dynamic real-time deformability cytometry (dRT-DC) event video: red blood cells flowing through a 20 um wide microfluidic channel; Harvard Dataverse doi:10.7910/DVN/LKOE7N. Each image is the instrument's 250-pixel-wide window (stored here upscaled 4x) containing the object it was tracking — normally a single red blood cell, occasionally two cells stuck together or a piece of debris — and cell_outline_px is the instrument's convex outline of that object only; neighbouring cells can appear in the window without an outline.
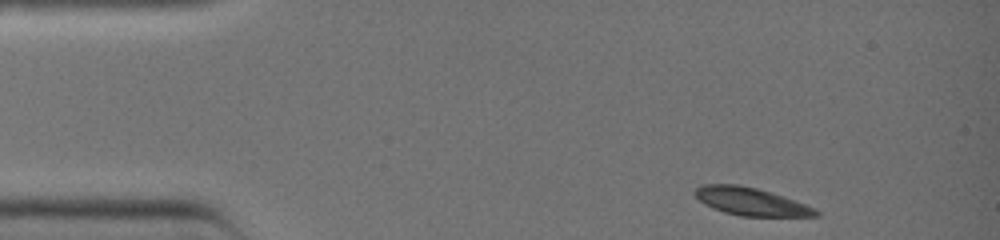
{"species": "common noctule bat (a hibernating species)", "species_latin": "Nyctalus noctula", "temperature_condition": "warm", "stored_images_in_passage": 33, "camera_frame_rate_fps": 3000, "um_per_image_px": 0.085, "animal": {"sex": "female", "body_mass_g": 19.0, "forearm_length_mm": 51.5}, "frame": {"image": 1, "passage_image": 1, "time_ms": 0.0, "image_size_px": [1000, 240], "cell_outline_px": [[820, 216], [740, 216], [724, 212], [712, 208], [704, 204], [692, 192], [700, 184], [740, 184], [756, 188], [784, 196], [804, 204], [820, 212]], "centroid_in_image_um": [63.77, 17.12], "position_along_channel_um": 21.2, "area_um2": 19.54}}
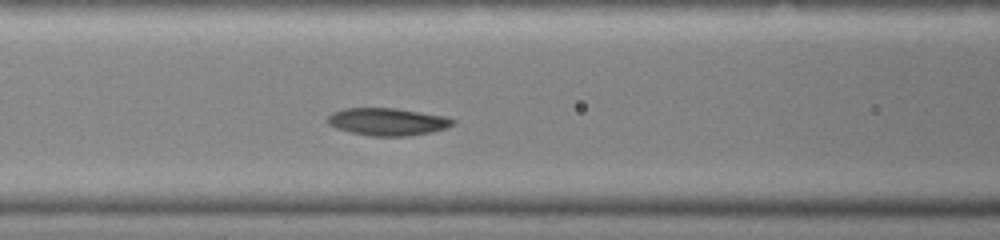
{"frame": {"image": 2, "passage_image": 13, "time_ms": 4.0, "image_size_px": [1000, 240], "cell_outline_px": [[456, 120], [452, 124], [444, 128], [432, 132], [408, 136], [372, 136], [352, 132], [336, 128], [328, 124], [328, 116], [332, 112], [344, 108], [396, 108], [444, 116]], "centroid_in_image_um": [32.92, 10.34], "position_along_channel_um": 133.7, "area_um2": 19.88}}
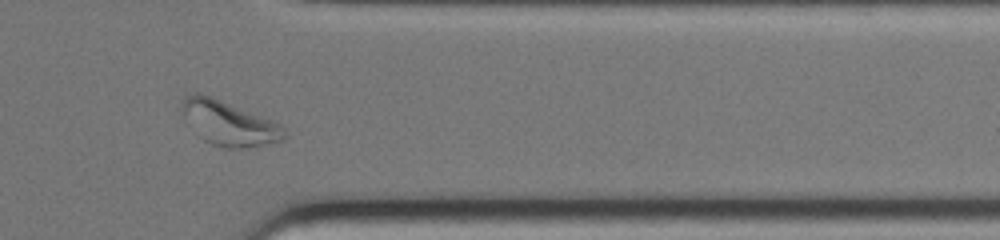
{"frame": {"image": 3, "passage_image": 29, "time_ms": 9.333, "image_size_px": [1000, 240], "cell_outline_px": [[288, 136], [284, 140], [248, 148], [224, 148], [212, 144], [204, 140], [180, 108], [180, 104], [184, 96], [192, 92], [200, 92], [280, 124], [288, 132]], "centroid_in_image_um": [19.49, 10.47], "position_along_channel_um": 391.9, "area_um2": 26.01}}